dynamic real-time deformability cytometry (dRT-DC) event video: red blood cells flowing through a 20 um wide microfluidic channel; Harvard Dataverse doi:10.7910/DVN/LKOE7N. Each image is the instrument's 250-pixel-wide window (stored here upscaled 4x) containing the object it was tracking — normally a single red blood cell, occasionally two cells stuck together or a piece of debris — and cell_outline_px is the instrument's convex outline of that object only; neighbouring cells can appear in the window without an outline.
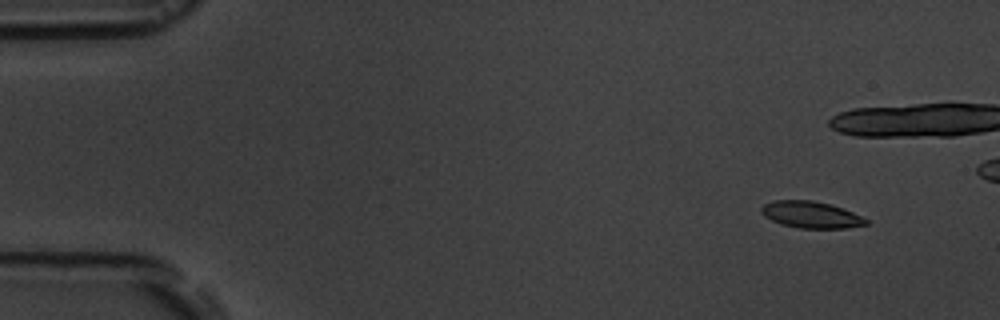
{"species": "common noctule bat (a hibernating species)", "species_latin": "Nyctalus noctula", "temperature_condition": "room temperature", "stored_images_in_passage": 5, "camera_frame_rate_fps": 3000, "um_per_image_px": 0.085, "animal": {"sex": "male", "body_mass_g": 19.5, "forearm_length_mm": 54.6}, "frame": {"image": 1, "passage_image": 1, "time_ms": 0.0, "image_size_px": [1000, 320], "cell_outline_px": [[868, 224], [848, 228], [800, 228], [784, 224], [772, 220], [764, 216], [760, 212], [760, 208], [764, 204], [776, 200], [812, 200], [828, 204], [852, 212], [868, 220]], "centroid_in_image_um": [68.92, 18.25], "position_along_channel_um": 16.1, "area_um2": 16.01}}